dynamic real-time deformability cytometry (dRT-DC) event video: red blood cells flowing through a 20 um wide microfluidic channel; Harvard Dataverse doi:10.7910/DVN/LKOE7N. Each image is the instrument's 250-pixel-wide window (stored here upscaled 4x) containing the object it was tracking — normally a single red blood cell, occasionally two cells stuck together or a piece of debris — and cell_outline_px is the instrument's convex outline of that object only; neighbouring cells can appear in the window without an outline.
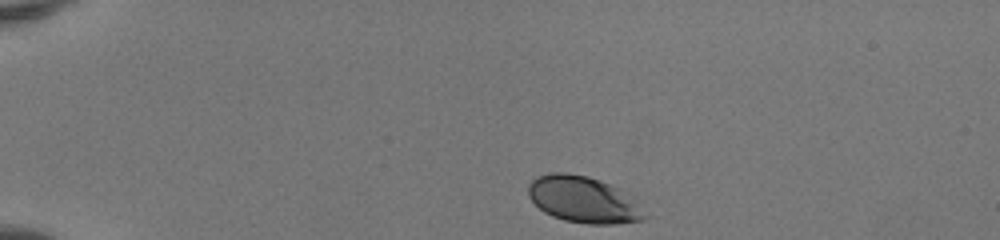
{"species": "human", "species_latin": "Homo sapiens", "temperature_condition": "room temperature", "stored_images_in_passage": 36, "camera_frame_rate_fps": 3000, "um_per_image_px": 0.085, "donor": {"sex": "female"}, "frame": {"image": 1, "passage_image": 1, "time_ms": 0.0, "image_size_px": [1000, 240], "cell_outline_px": [[652, 216], [644, 220], [616, 224], [588, 224], [564, 220], [552, 216], [544, 212], [528, 196], [528, 184], [536, 176], [548, 172], [564, 172], [588, 176], [600, 180], [620, 188], [636, 200]], "centroid_in_image_um": [49.65, 16.97], "position_along_channel_um": 35.3, "area_um2": 32.14}}
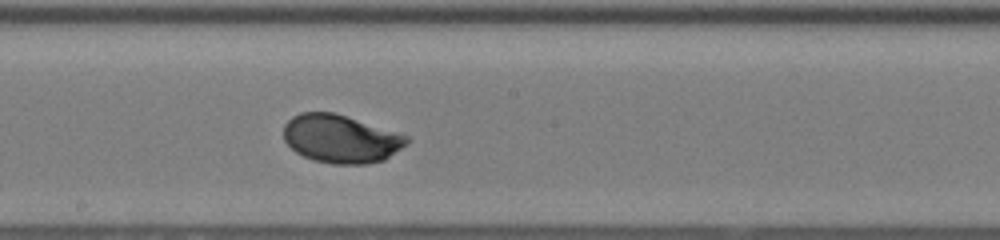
{"frame": {"image": 2, "passage_image": 20, "time_ms": 6.333, "image_size_px": [1000, 240], "cell_outline_px": [[412, 140], [408, 144], [384, 160], [368, 164], [332, 164], [312, 160], [296, 152], [284, 140], [284, 124], [292, 116], [300, 112], [332, 112], [396, 132], [408, 136]], "centroid_in_image_um": [28.97, 11.81], "position_along_channel_um": 219.2, "area_um2": 34.51}}
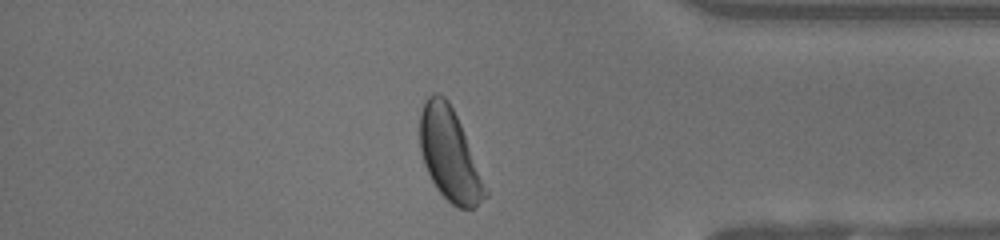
{"frame": {"image": 3, "passage_image": 34, "time_ms": 11.0, "image_size_px": [1000, 240], "cell_outline_px": [[488, 196], [472, 208], [460, 208], [452, 204], [436, 188], [424, 164], [420, 152], [420, 112], [428, 96], [432, 92], [436, 92], [444, 96], [448, 100], [460, 124], [488, 192]], "centroid_in_image_um": [38.18, 13.13], "position_along_channel_um": 397.0, "area_um2": 34.45}, "authors_computed_cell_mechanics": {"area_um2": 33.6107, "velocity_mm_per_s": 4.1274, "shape_relaxation_time_tau1_ms": 1.985, "shape_relaxation_time_tau2_ms": null, "deformation_change_tau1": 0.1173, "deformation_change_tau2": null}}